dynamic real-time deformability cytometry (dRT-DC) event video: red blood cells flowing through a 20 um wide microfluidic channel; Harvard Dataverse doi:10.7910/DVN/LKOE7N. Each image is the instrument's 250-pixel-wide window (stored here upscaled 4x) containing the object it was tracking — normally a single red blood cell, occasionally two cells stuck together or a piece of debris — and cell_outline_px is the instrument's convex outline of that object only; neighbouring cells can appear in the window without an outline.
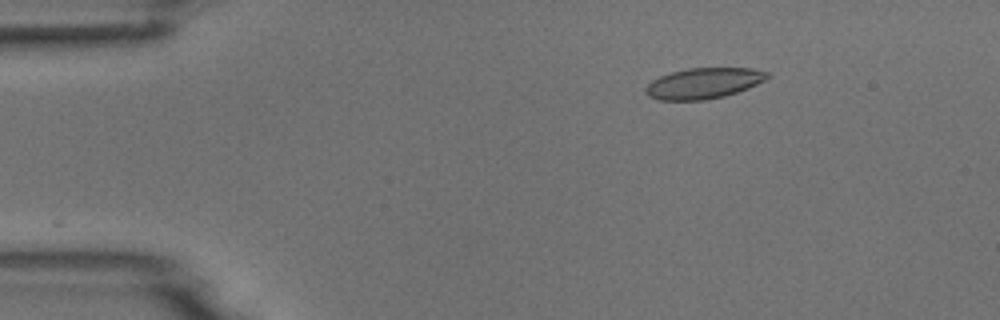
{"species": "common noctule bat (a hibernating species)", "species_latin": "Nyctalus noctula", "temperature_condition": "room temperature", "stored_images_in_passage": 3, "camera_frame_rate_fps": 3000, "um_per_image_px": 0.085, "animal": {"sex": "male", "body_mass_g": 18.8}, "frame": {"image": 1, "passage_image": 3, "time_ms": 2.0, "image_size_px": [1000, 320], "cell_outline_px": [[772, 76], [748, 88], [724, 96], [704, 100], [660, 100], [648, 96], [644, 92], [644, 88], [652, 80], [660, 76], [672, 72], [688, 68], [752, 68], [768, 72]], "centroid_in_image_um": [59.8, 7.07], "position_along_channel_um": 25.2, "area_um2": 21.79}}